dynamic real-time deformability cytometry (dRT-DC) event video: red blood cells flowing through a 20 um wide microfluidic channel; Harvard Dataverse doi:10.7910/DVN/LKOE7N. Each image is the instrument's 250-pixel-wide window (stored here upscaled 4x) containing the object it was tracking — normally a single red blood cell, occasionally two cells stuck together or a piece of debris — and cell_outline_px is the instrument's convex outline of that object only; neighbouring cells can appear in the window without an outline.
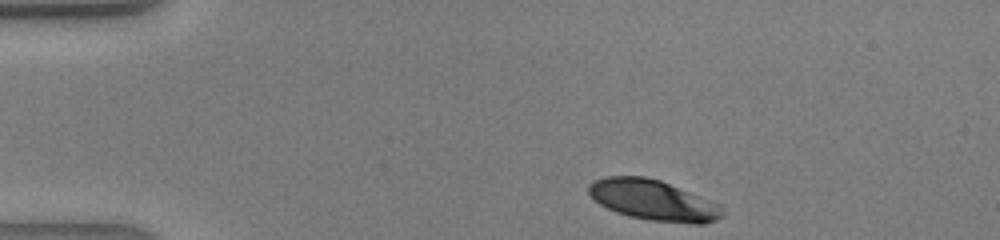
{"species": "human", "species_latin": "Homo sapiens", "temperature_condition": "warm", "stored_images_in_passage": 30, "camera_frame_rate_fps": 3000, "um_per_image_px": 0.085, "donor": {"sex": "male"}, "frame": {"image": 1, "passage_image": 1, "time_ms": 0.0, "image_size_px": [1000, 240], "cell_outline_px": [[724, 216], [716, 220], [704, 224], [692, 224], [648, 220], [628, 216], [616, 212], [592, 200], [588, 192], [588, 184], [592, 180], [604, 176], [644, 176], [660, 180], [720, 204]], "centroid_in_image_um": [55.49, 17.02], "position_along_channel_um": 29.5, "area_um2": 31.85}}
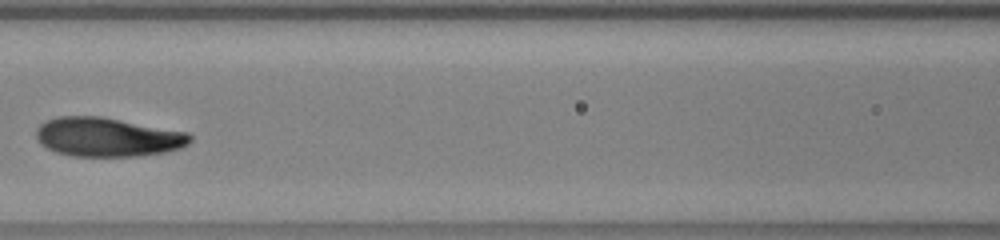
{"frame": {"image": 2, "passage_image": 13, "time_ms": 4.0, "image_size_px": [1000, 240], "cell_outline_px": [[192, 140], [188, 144], [180, 148], [164, 152], [140, 156], [72, 156], [56, 152], [40, 144], [36, 140], [36, 128], [44, 120], [56, 116], [100, 116], [188, 132], [192, 136]], "centroid_in_image_um": [9.11, 11.64], "position_along_channel_um": 157.5, "area_um2": 35.26}}
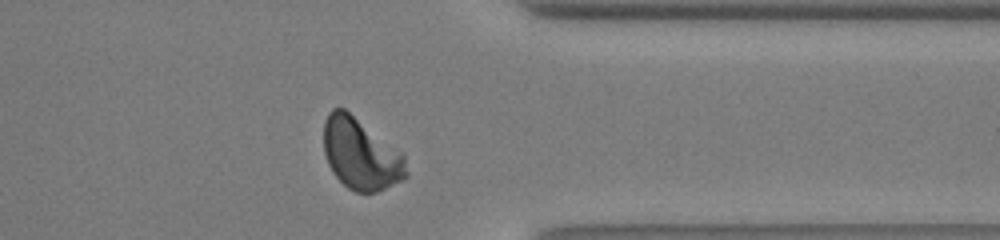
{"frame": {"image": 3, "passage_image": 27, "time_ms": 8.667, "image_size_px": [1000, 240], "cell_outline_px": [[408, 176], [404, 180], [376, 192], [356, 192], [348, 188], [332, 172], [328, 164], [324, 152], [324, 120], [328, 112], [332, 108], [344, 108], [404, 152], [408, 172]], "centroid_in_image_um": [30.7, 13.08], "position_along_channel_um": 380.7, "area_um2": 34.8}}